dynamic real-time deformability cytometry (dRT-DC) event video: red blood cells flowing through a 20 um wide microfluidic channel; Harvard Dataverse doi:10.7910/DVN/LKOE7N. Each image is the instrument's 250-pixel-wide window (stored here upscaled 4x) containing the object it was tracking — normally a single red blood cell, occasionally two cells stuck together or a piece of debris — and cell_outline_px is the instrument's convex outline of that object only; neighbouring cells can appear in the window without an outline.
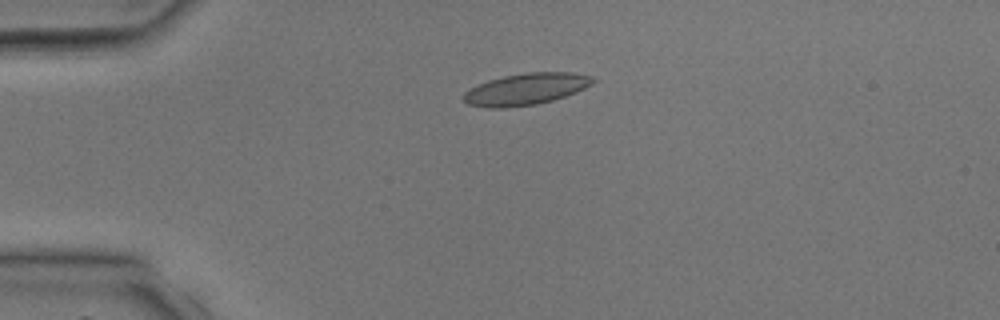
{"species": "common noctule bat (a hibernating species)", "species_latin": "Nyctalus noctula", "temperature_condition": "room temperature", "stored_images_in_passage": 3, "camera_frame_rate_fps": 3000, "um_per_image_px": 0.085, "animal": {"sex": "male", "body_mass_g": 17.9, "forearm_length_mm": 54.2}, "frame": {"image": 1, "passage_image": 2, "time_ms": 1.333, "image_size_px": [1000, 320], "cell_outline_px": [[596, 80], [592, 84], [576, 92], [552, 100], [536, 104], [504, 108], [488, 108], [468, 104], [460, 96], [468, 88], [488, 80], [504, 76], [528, 72], [572, 72], [592, 76]], "centroid_in_image_um": [44.67, 7.57], "position_along_channel_um": 40.3, "area_um2": 23.93}}
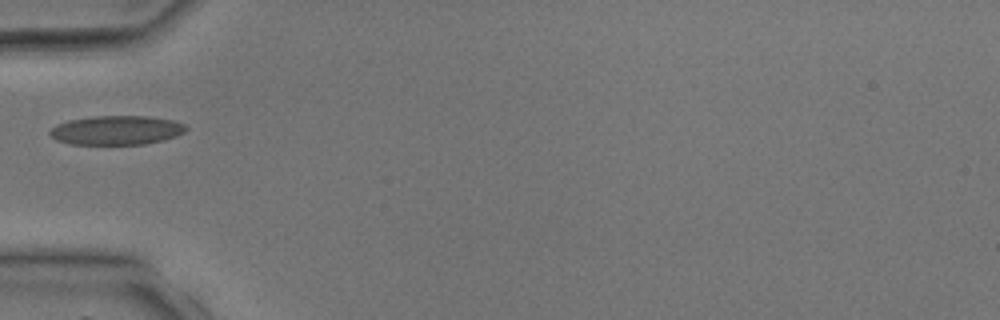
{"frame": {"image": 2, "passage_image": 3, "time_ms": 2.667, "image_size_px": [1000, 320], "cell_outline_px": [[188, 128], [184, 132], [176, 136], [164, 140], [144, 144], [68, 144], [56, 140], [48, 132], [56, 124], [68, 120], [92, 116], [148, 116], [172, 120], [184, 124]], "centroid_in_image_um": [9.89, 11.07], "position_along_channel_um": 75.1, "area_um2": 23.18}}